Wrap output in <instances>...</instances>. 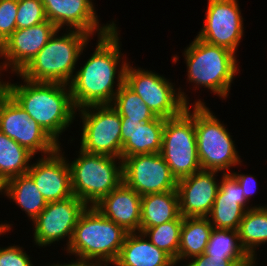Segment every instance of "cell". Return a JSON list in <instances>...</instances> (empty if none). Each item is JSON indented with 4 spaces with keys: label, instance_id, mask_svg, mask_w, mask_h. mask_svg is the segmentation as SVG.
Returning <instances> with one entry per match:
<instances>
[{
    "label": "cell",
    "instance_id": "cell-1",
    "mask_svg": "<svg viewBox=\"0 0 267 266\" xmlns=\"http://www.w3.org/2000/svg\"><path fill=\"white\" fill-rule=\"evenodd\" d=\"M117 29L115 26L109 33L98 37L93 54L83 67L76 71L69 83L76 109L91 105H111L124 83L128 62L122 61L121 67L118 66L122 53ZM117 67L120 68L119 71ZM115 78L118 82L117 90L113 89Z\"/></svg>",
    "mask_w": 267,
    "mask_h": 266
},
{
    "label": "cell",
    "instance_id": "cell-2",
    "mask_svg": "<svg viewBox=\"0 0 267 266\" xmlns=\"http://www.w3.org/2000/svg\"><path fill=\"white\" fill-rule=\"evenodd\" d=\"M23 79L24 85L6 82L5 91L59 143V134L62 135L77 114L69 85Z\"/></svg>",
    "mask_w": 267,
    "mask_h": 266
},
{
    "label": "cell",
    "instance_id": "cell-3",
    "mask_svg": "<svg viewBox=\"0 0 267 266\" xmlns=\"http://www.w3.org/2000/svg\"><path fill=\"white\" fill-rule=\"evenodd\" d=\"M59 31L55 32L18 76L33 82L69 85L77 61L91 35L80 30H68L64 35L57 36Z\"/></svg>",
    "mask_w": 267,
    "mask_h": 266
},
{
    "label": "cell",
    "instance_id": "cell-4",
    "mask_svg": "<svg viewBox=\"0 0 267 266\" xmlns=\"http://www.w3.org/2000/svg\"><path fill=\"white\" fill-rule=\"evenodd\" d=\"M127 233L96 207L87 206L77 221L66 250L79 259L105 260L113 264Z\"/></svg>",
    "mask_w": 267,
    "mask_h": 266
},
{
    "label": "cell",
    "instance_id": "cell-5",
    "mask_svg": "<svg viewBox=\"0 0 267 266\" xmlns=\"http://www.w3.org/2000/svg\"><path fill=\"white\" fill-rule=\"evenodd\" d=\"M183 54L189 82L195 83L196 88L204 86L225 100L235 74L239 73L236 53L196 37Z\"/></svg>",
    "mask_w": 267,
    "mask_h": 266
},
{
    "label": "cell",
    "instance_id": "cell-6",
    "mask_svg": "<svg viewBox=\"0 0 267 266\" xmlns=\"http://www.w3.org/2000/svg\"><path fill=\"white\" fill-rule=\"evenodd\" d=\"M79 153L76 160L68 163L72 194L87 206H95L123 182L122 158L91 154L81 149Z\"/></svg>",
    "mask_w": 267,
    "mask_h": 266
},
{
    "label": "cell",
    "instance_id": "cell-7",
    "mask_svg": "<svg viewBox=\"0 0 267 266\" xmlns=\"http://www.w3.org/2000/svg\"><path fill=\"white\" fill-rule=\"evenodd\" d=\"M196 144L201 169L229 173L230 167L241 164L235 141L225 125L198 99L194 104ZM226 170V171H225Z\"/></svg>",
    "mask_w": 267,
    "mask_h": 266
},
{
    "label": "cell",
    "instance_id": "cell-8",
    "mask_svg": "<svg viewBox=\"0 0 267 266\" xmlns=\"http://www.w3.org/2000/svg\"><path fill=\"white\" fill-rule=\"evenodd\" d=\"M190 111L187 105L178 116L165 119L163 129L160 154L177 181L201 170L194 110Z\"/></svg>",
    "mask_w": 267,
    "mask_h": 266
},
{
    "label": "cell",
    "instance_id": "cell-9",
    "mask_svg": "<svg viewBox=\"0 0 267 266\" xmlns=\"http://www.w3.org/2000/svg\"><path fill=\"white\" fill-rule=\"evenodd\" d=\"M124 83L139 95L156 117L178 116L189 104L187 95L180 88L177 93L169 79L152 71L135 69L128 64Z\"/></svg>",
    "mask_w": 267,
    "mask_h": 266
},
{
    "label": "cell",
    "instance_id": "cell-10",
    "mask_svg": "<svg viewBox=\"0 0 267 266\" xmlns=\"http://www.w3.org/2000/svg\"><path fill=\"white\" fill-rule=\"evenodd\" d=\"M83 128L80 149L91 154L122 157L121 118L111 105L80 109Z\"/></svg>",
    "mask_w": 267,
    "mask_h": 266
},
{
    "label": "cell",
    "instance_id": "cell-11",
    "mask_svg": "<svg viewBox=\"0 0 267 266\" xmlns=\"http://www.w3.org/2000/svg\"><path fill=\"white\" fill-rule=\"evenodd\" d=\"M0 132L27 148L47 156L60 147L34 119L5 91L0 97ZM47 154V155H46Z\"/></svg>",
    "mask_w": 267,
    "mask_h": 266
},
{
    "label": "cell",
    "instance_id": "cell-12",
    "mask_svg": "<svg viewBox=\"0 0 267 266\" xmlns=\"http://www.w3.org/2000/svg\"><path fill=\"white\" fill-rule=\"evenodd\" d=\"M123 182L141 196L177 190V180L160 153L121 157Z\"/></svg>",
    "mask_w": 267,
    "mask_h": 266
},
{
    "label": "cell",
    "instance_id": "cell-13",
    "mask_svg": "<svg viewBox=\"0 0 267 266\" xmlns=\"http://www.w3.org/2000/svg\"><path fill=\"white\" fill-rule=\"evenodd\" d=\"M86 208L87 205L74 195L47 203L45 209L32 222L35 228L34 243L45 247L68 237V247L77 221Z\"/></svg>",
    "mask_w": 267,
    "mask_h": 266
},
{
    "label": "cell",
    "instance_id": "cell-14",
    "mask_svg": "<svg viewBox=\"0 0 267 266\" xmlns=\"http://www.w3.org/2000/svg\"><path fill=\"white\" fill-rule=\"evenodd\" d=\"M239 7L237 0H208L205 22L196 37L236 53L244 33Z\"/></svg>",
    "mask_w": 267,
    "mask_h": 266
},
{
    "label": "cell",
    "instance_id": "cell-15",
    "mask_svg": "<svg viewBox=\"0 0 267 266\" xmlns=\"http://www.w3.org/2000/svg\"><path fill=\"white\" fill-rule=\"evenodd\" d=\"M58 30L49 20L28 28L16 29L0 47V58L6 60L0 63V71H6L9 66L18 74Z\"/></svg>",
    "mask_w": 267,
    "mask_h": 266
},
{
    "label": "cell",
    "instance_id": "cell-16",
    "mask_svg": "<svg viewBox=\"0 0 267 266\" xmlns=\"http://www.w3.org/2000/svg\"><path fill=\"white\" fill-rule=\"evenodd\" d=\"M46 18L59 30L68 26L70 30H80L89 35L98 34V37L109 33L116 24L110 22L99 25L92 0H41ZM96 30V32H95Z\"/></svg>",
    "mask_w": 267,
    "mask_h": 266
},
{
    "label": "cell",
    "instance_id": "cell-17",
    "mask_svg": "<svg viewBox=\"0 0 267 266\" xmlns=\"http://www.w3.org/2000/svg\"><path fill=\"white\" fill-rule=\"evenodd\" d=\"M215 170H199L177 182L179 211L182 217H208L219 185Z\"/></svg>",
    "mask_w": 267,
    "mask_h": 266
},
{
    "label": "cell",
    "instance_id": "cell-18",
    "mask_svg": "<svg viewBox=\"0 0 267 266\" xmlns=\"http://www.w3.org/2000/svg\"><path fill=\"white\" fill-rule=\"evenodd\" d=\"M60 149L41 157L27 172L47 203L73 195L68 161Z\"/></svg>",
    "mask_w": 267,
    "mask_h": 266
},
{
    "label": "cell",
    "instance_id": "cell-19",
    "mask_svg": "<svg viewBox=\"0 0 267 266\" xmlns=\"http://www.w3.org/2000/svg\"><path fill=\"white\" fill-rule=\"evenodd\" d=\"M247 204L236 178L230 172L223 173L208 219L214 228L238 230L245 212L253 208Z\"/></svg>",
    "mask_w": 267,
    "mask_h": 266
},
{
    "label": "cell",
    "instance_id": "cell-20",
    "mask_svg": "<svg viewBox=\"0 0 267 266\" xmlns=\"http://www.w3.org/2000/svg\"><path fill=\"white\" fill-rule=\"evenodd\" d=\"M141 197L122 182L94 207L106 218L121 226L126 232H140Z\"/></svg>",
    "mask_w": 267,
    "mask_h": 266
},
{
    "label": "cell",
    "instance_id": "cell-21",
    "mask_svg": "<svg viewBox=\"0 0 267 266\" xmlns=\"http://www.w3.org/2000/svg\"><path fill=\"white\" fill-rule=\"evenodd\" d=\"M165 119L148 122L121 120L122 157L160 153Z\"/></svg>",
    "mask_w": 267,
    "mask_h": 266
},
{
    "label": "cell",
    "instance_id": "cell-22",
    "mask_svg": "<svg viewBox=\"0 0 267 266\" xmlns=\"http://www.w3.org/2000/svg\"><path fill=\"white\" fill-rule=\"evenodd\" d=\"M143 233H127L123 246L113 265L116 266H176L165 251L145 239Z\"/></svg>",
    "mask_w": 267,
    "mask_h": 266
},
{
    "label": "cell",
    "instance_id": "cell-23",
    "mask_svg": "<svg viewBox=\"0 0 267 266\" xmlns=\"http://www.w3.org/2000/svg\"><path fill=\"white\" fill-rule=\"evenodd\" d=\"M180 216L177 190L147 194L141 197L140 232L155 227Z\"/></svg>",
    "mask_w": 267,
    "mask_h": 266
},
{
    "label": "cell",
    "instance_id": "cell-24",
    "mask_svg": "<svg viewBox=\"0 0 267 266\" xmlns=\"http://www.w3.org/2000/svg\"><path fill=\"white\" fill-rule=\"evenodd\" d=\"M213 228L208 217H183L177 264L204 254Z\"/></svg>",
    "mask_w": 267,
    "mask_h": 266
},
{
    "label": "cell",
    "instance_id": "cell-25",
    "mask_svg": "<svg viewBox=\"0 0 267 266\" xmlns=\"http://www.w3.org/2000/svg\"><path fill=\"white\" fill-rule=\"evenodd\" d=\"M3 194L10 200L15 201L32 221L47 205V201L28 174L16 176L5 181Z\"/></svg>",
    "mask_w": 267,
    "mask_h": 266
},
{
    "label": "cell",
    "instance_id": "cell-26",
    "mask_svg": "<svg viewBox=\"0 0 267 266\" xmlns=\"http://www.w3.org/2000/svg\"><path fill=\"white\" fill-rule=\"evenodd\" d=\"M237 231L241 247L255 255L257 247L267 243V205L247 210Z\"/></svg>",
    "mask_w": 267,
    "mask_h": 266
},
{
    "label": "cell",
    "instance_id": "cell-27",
    "mask_svg": "<svg viewBox=\"0 0 267 266\" xmlns=\"http://www.w3.org/2000/svg\"><path fill=\"white\" fill-rule=\"evenodd\" d=\"M33 156L27 148L0 132V179L3 182L27 174Z\"/></svg>",
    "mask_w": 267,
    "mask_h": 266
},
{
    "label": "cell",
    "instance_id": "cell-28",
    "mask_svg": "<svg viewBox=\"0 0 267 266\" xmlns=\"http://www.w3.org/2000/svg\"><path fill=\"white\" fill-rule=\"evenodd\" d=\"M111 106L119 113L121 120L148 122L156 118L139 95L125 83L121 85Z\"/></svg>",
    "mask_w": 267,
    "mask_h": 266
},
{
    "label": "cell",
    "instance_id": "cell-29",
    "mask_svg": "<svg viewBox=\"0 0 267 266\" xmlns=\"http://www.w3.org/2000/svg\"><path fill=\"white\" fill-rule=\"evenodd\" d=\"M205 254L221 259H243L248 254L241 247L237 230L213 228Z\"/></svg>",
    "mask_w": 267,
    "mask_h": 266
},
{
    "label": "cell",
    "instance_id": "cell-30",
    "mask_svg": "<svg viewBox=\"0 0 267 266\" xmlns=\"http://www.w3.org/2000/svg\"><path fill=\"white\" fill-rule=\"evenodd\" d=\"M183 217L180 215L172 220L155 227L146 228L142 233L159 249L169 254L177 264L178 249L180 244V231Z\"/></svg>",
    "mask_w": 267,
    "mask_h": 266
},
{
    "label": "cell",
    "instance_id": "cell-31",
    "mask_svg": "<svg viewBox=\"0 0 267 266\" xmlns=\"http://www.w3.org/2000/svg\"><path fill=\"white\" fill-rule=\"evenodd\" d=\"M41 0H18L16 29H23L46 21Z\"/></svg>",
    "mask_w": 267,
    "mask_h": 266
},
{
    "label": "cell",
    "instance_id": "cell-32",
    "mask_svg": "<svg viewBox=\"0 0 267 266\" xmlns=\"http://www.w3.org/2000/svg\"><path fill=\"white\" fill-rule=\"evenodd\" d=\"M18 0H0V47L16 30Z\"/></svg>",
    "mask_w": 267,
    "mask_h": 266
},
{
    "label": "cell",
    "instance_id": "cell-33",
    "mask_svg": "<svg viewBox=\"0 0 267 266\" xmlns=\"http://www.w3.org/2000/svg\"><path fill=\"white\" fill-rule=\"evenodd\" d=\"M0 266H33L30 257L19 246L0 247Z\"/></svg>",
    "mask_w": 267,
    "mask_h": 266
},
{
    "label": "cell",
    "instance_id": "cell-34",
    "mask_svg": "<svg viewBox=\"0 0 267 266\" xmlns=\"http://www.w3.org/2000/svg\"><path fill=\"white\" fill-rule=\"evenodd\" d=\"M239 260L241 259H221L204 253L191 258V261L185 266H230L231 263Z\"/></svg>",
    "mask_w": 267,
    "mask_h": 266
},
{
    "label": "cell",
    "instance_id": "cell-35",
    "mask_svg": "<svg viewBox=\"0 0 267 266\" xmlns=\"http://www.w3.org/2000/svg\"><path fill=\"white\" fill-rule=\"evenodd\" d=\"M237 180L239 185L243 189V195L247 202L250 200V196L256 192L257 179L253 175L238 174L237 172H230Z\"/></svg>",
    "mask_w": 267,
    "mask_h": 266
},
{
    "label": "cell",
    "instance_id": "cell-36",
    "mask_svg": "<svg viewBox=\"0 0 267 266\" xmlns=\"http://www.w3.org/2000/svg\"><path fill=\"white\" fill-rule=\"evenodd\" d=\"M109 263L110 262L105 261V260H92V259H79V258H77V260L75 262H71L69 264L64 263L62 265V264L57 263V264H54L51 266H103V264H104V266H107Z\"/></svg>",
    "mask_w": 267,
    "mask_h": 266
},
{
    "label": "cell",
    "instance_id": "cell-37",
    "mask_svg": "<svg viewBox=\"0 0 267 266\" xmlns=\"http://www.w3.org/2000/svg\"><path fill=\"white\" fill-rule=\"evenodd\" d=\"M256 254H248L246 257L243 259L233 262L230 264V266H256L255 261H256Z\"/></svg>",
    "mask_w": 267,
    "mask_h": 266
},
{
    "label": "cell",
    "instance_id": "cell-38",
    "mask_svg": "<svg viewBox=\"0 0 267 266\" xmlns=\"http://www.w3.org/2000/svg\"><path fill=\"white\" fill-rule=\"evenodd\" d=\"M11 226L10 224H6V223H1L0 224V235L8 232L10 229H11Z\"/></svg>",
    "mask_w": 267,
    "mask_h": 266
},
{
    "label": "cell",
    "instance_id": "cell-39",
    "mask_svg": "<svg viewBox=\"0 0 267 266\" xmlns=\"http://www.w3.org/2000/svg\"><path fill=\"white\" fill-rule=\"evenodd\" d=\"M1 76V75H0ZM1 80V79H0ZM5 92V82L0 81V97Z\"/></svg>",
    "mask_w": 267,
    "mask_h": 266
},
{
    "label": "cell",
    "instance_id": "cell-40",
    "mask_svg": "<svg viewBox=\"0 0 267 266\" xmlns=\"http://www.w3.org/2000/svg\"><path fill=\"white\" fill-rule=\"evenodd\" d=\"M0 192H4V182L0 179Z\"/></svg>",
    "mask_w": 267,
    "mask_h": 266
}]
</instances>
